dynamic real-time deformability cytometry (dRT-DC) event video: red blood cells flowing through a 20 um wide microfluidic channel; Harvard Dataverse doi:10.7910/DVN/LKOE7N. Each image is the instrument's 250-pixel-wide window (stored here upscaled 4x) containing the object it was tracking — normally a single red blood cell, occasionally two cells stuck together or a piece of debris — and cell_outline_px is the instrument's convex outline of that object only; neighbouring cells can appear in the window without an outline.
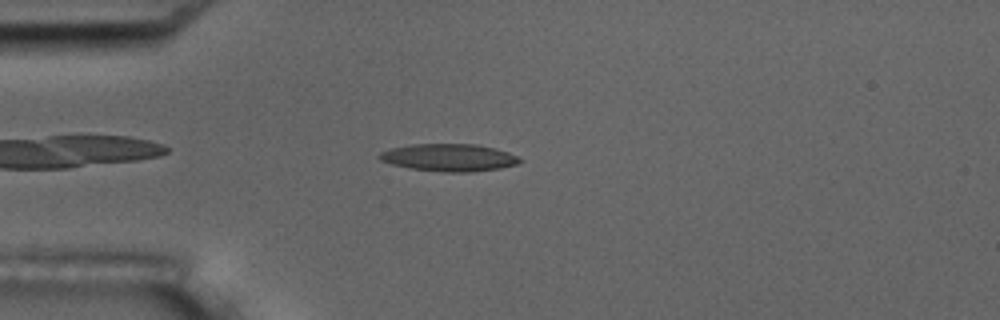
{"species": "common noctule bat (a hibernating species)", "species_latin": "Nyctalus noctula", "temperature_condition": "room temperature", "stored_images_in_passage": 16, "camera_frame_rate_fps": 3000, "um_per_image_px": 0.085, "animal": {"sex": "male", "body_mass_g": 17.5, "forearm_length_mm": 52.3}, "frame": {"image": 1, "passage_image": 5, "time_ms": 4.667, "image_size_px": [1000, 320], "cell_outline_px": [[524, 160], [516, 164], [500, 168], [472, 172], [440, 172], [408, 168], [392, 164], [380, 160], [376, 156], [380, 152], [392, 148], [412, 144], [476, 144], [508, 152]], "centroid_in_image_um": [38.13, 13.4], "position_along_channel_um": 46.9, "area_um2": 22.43}}
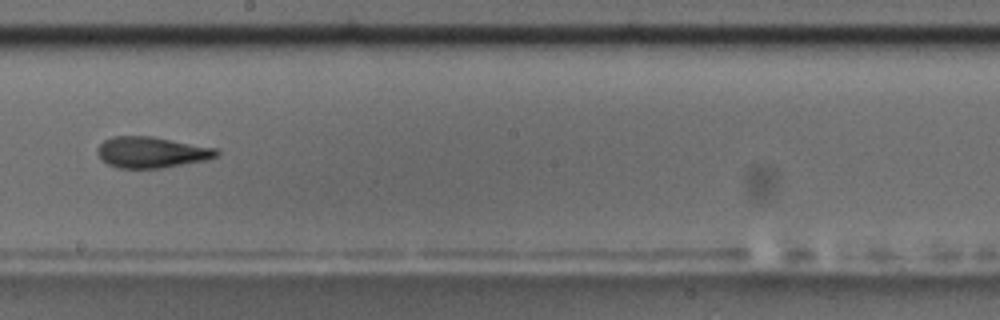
{"frame": {"image": 2, "passage_image": 10, "time_ms": 10.333, "image_size_px": [1000, 320], "cell_outline_px": [[220, 152], [216, 156], [208, 160], [160, 168], [120, 168], [108, 164], [96, 152], [96, 148], [104, 140], [112, 136], [152, 136], [216, 148]], "centroid_in_image_um": [12.88, 12.94], "position_along_channel_um": 235.3, "area_um2": 21.5}, "authors_computed_cell_mechanics": {"area_um2": 21.675, "velocity_mm_per_s": 3.6075, "shape_relaxation_time_tau1_ms": 3.0353, "shape_relaxation_time_tau2_ms": 2.4054, "deformation_change_tau1": 0.1401, "deformation_change_tau2": 0.1226}}